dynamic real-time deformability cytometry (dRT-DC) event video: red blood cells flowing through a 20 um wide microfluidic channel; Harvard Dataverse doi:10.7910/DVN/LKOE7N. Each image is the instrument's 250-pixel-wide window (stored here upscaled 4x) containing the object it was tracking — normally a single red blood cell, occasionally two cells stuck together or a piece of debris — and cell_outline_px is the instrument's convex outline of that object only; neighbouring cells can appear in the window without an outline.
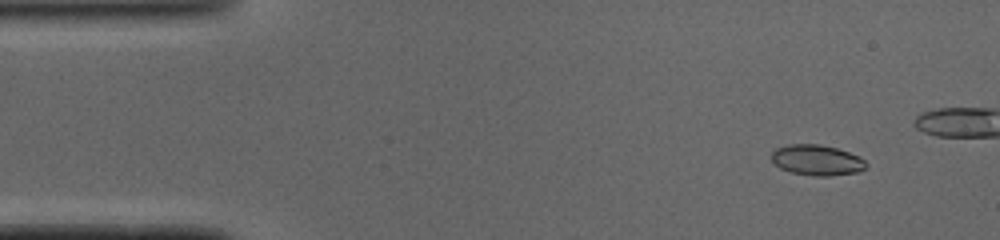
{"species": "common noctule bat (a hibernating species)", "species_latin": "Nyctalus noctula", "temperature_condition": "cold", "stored_images_in_passage": 40, "camera_frame_rate_fps": 3000, "um_per_image_px": 0.085, "animal": {"sex": "male", "body_mass_g": 19.0, "forearm_length_mm": 50.8}, "frame": {"image": 1, "passage_image": 5, "time_ms": 1.333, "image_size_px": [1000, 240], "cell_outline_px": [[868, 164], [864, 168], [856, 172], [828, 176], [812, 176], [792, 172], [780, 168], [772, 160], [772, 152], [776, 148], [788, 144], [820, 144], [836, 148], [860, 156]], "centroid_in_image_um": [69.43, 13.6], "position_along_channel_um": 15.6, "area_um2": 16.76}}
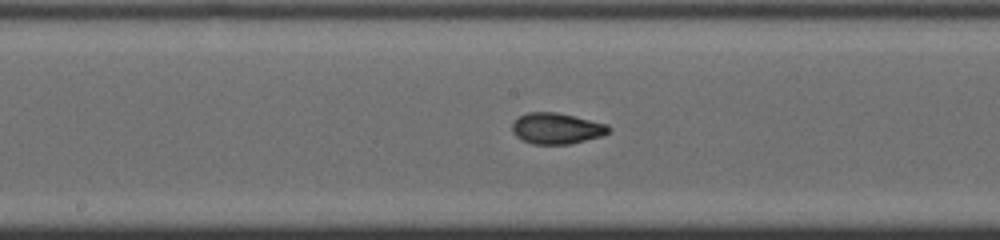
{"frame": {"image": 2, "passage_image": 25, "time_ms": 8.0, "image_size_px": [1000, 240], "cell_outline_px": [[612, 128], [608, 132], [600, 136], [568, 144], [532, 144], [516, 136], [512, 132], [512, 124], [520, 116], [528, 112], [556, 112], [576, 116], [608, 124]], "centroid_in_image_um": [47.32, 10.9], "position_along_channel_um": 200.9, "area_um2": 17.34}}
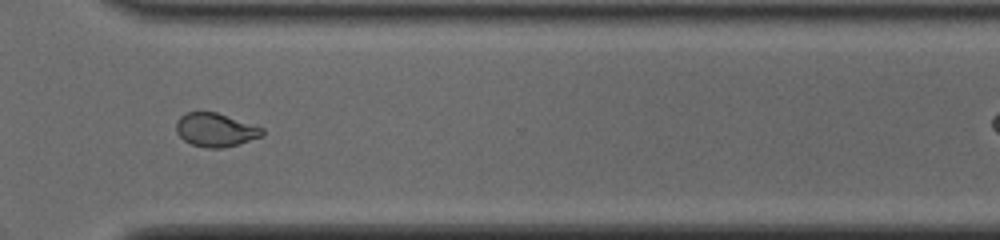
{"frame": {"image": 3, "passage_image": 36, "time_ms": 11.667, "image_size_px": [1000, 240], "cell_outline_px": [[264, 136], [224, 148], [208, 148], [192, 144], [184, 140], [176, 132], [176, 120], [180, 116], [188, 112], [216, 112], [264, 128]], "centroid_in_image_um": [18.32, 11.04], "position_along_channel_um": 352.3, "area_um2": 16.82}}